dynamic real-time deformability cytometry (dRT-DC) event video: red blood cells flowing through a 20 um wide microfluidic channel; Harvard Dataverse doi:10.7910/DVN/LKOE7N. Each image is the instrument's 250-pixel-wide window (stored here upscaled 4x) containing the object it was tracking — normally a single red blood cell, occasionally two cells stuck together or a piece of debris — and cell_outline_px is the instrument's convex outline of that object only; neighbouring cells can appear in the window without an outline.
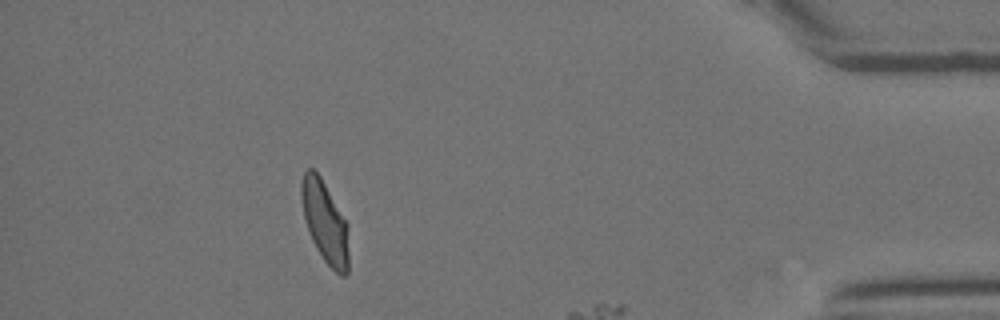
{"species": "Egyptian fruit bat (a non-hibernating species)", "species_latin": "Rousettus aegyptiacus", "temperature_condition": "room temperature", "stored_images_in_passage": 42, "segment_of_instrument_passage": [2, 2], "camera_frame_rate_fps": 3000, "um_per_image_px": 0.085, "animal": {"sex": "female"}, "frame": {"image": 1, "passage_image": 38, "time_ms": 12.333, "image_size_px": [1000, 320], "cell_outline_px": [[348, 272], [344, 276], [340, 276], [324, 260], [316, 248], [312, 240], [304, 216], [300, 196], [300, 184], [304, 172], [308, 168], [312, 168], [320, 176], [348, 224]], "centroid_in_image_um": [27.62, 18.86], "position_along_channel_um": 407.6, "area_um2": 22.43}}